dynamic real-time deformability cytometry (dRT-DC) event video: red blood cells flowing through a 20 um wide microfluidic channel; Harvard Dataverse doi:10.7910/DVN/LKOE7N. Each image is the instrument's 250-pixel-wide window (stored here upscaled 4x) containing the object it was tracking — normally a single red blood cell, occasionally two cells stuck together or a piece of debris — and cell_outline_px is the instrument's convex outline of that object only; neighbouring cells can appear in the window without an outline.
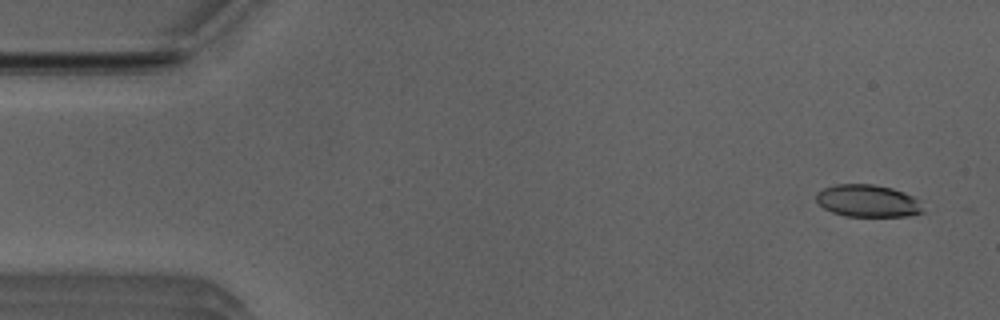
{"species": "Egyptian fruit bat (a non-hibernating species)", "species_latin": "Rousettus aegyptiacus", "temperature_condition": "room temperature", "stored_images_in_passage": 46, "camera_frame_rate_fps": 3000, "um_per_image_px": 0.085, "animal": {"sex": "male"}, "frame": {"image": 1, "passage_image": 3, "time_ms": 0.667, "image_size_px": [1000, 320], "cell_outline_px": [[924, 212], [908, 216], [844, 216], [832, 212], [824, 208], [816, 200], [816, 192], [824, 188], [836, 184], [872, 184], [892, 188], [904, 192], [920, 200]], "centroid_in_image_um": [73.77, 17.07], "position_along_channel_um": 11.2, "area_um2": 20.17}}
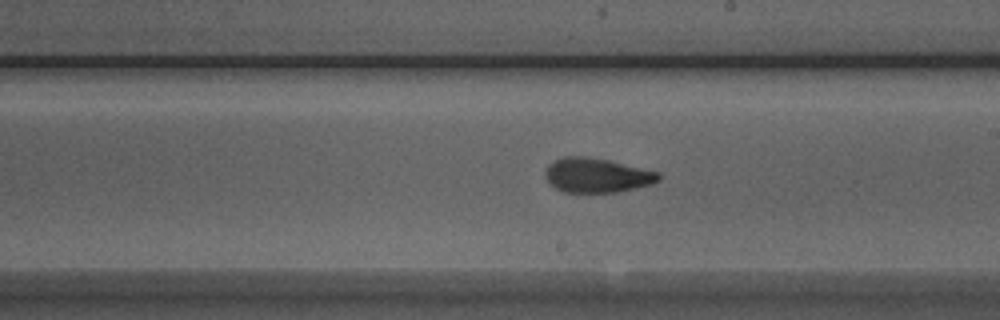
{"frame": {"image": 2, "passage_image": 29, "time_ms": 9.333, "image_size_px": [1000, 320], "cell_outline_px": [[660, 180], [652, 184], [616, 192], [564, 192], [556, 188], [544, 176], [544, 172], [548, 164], [552, 160], [564, 156], [588, 156], [608, 160], [660, 172]], "centroid_in_image_um": [50.71, 14.88], "position_along_channel_um": 238.3, "area_um2": 22.83}}
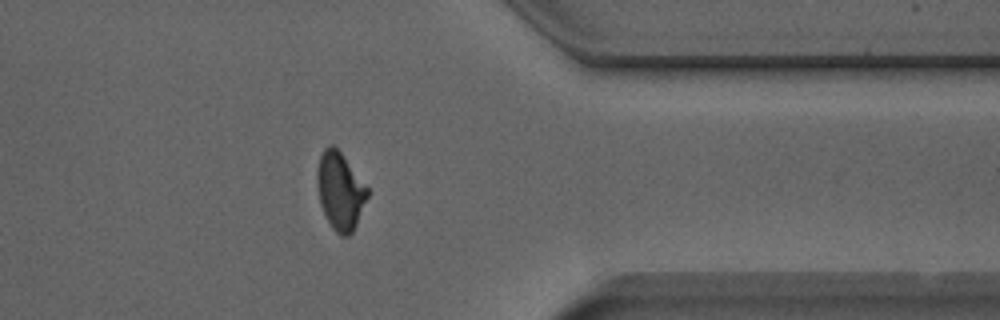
{"frame": {"image": 3, "passage_image": 41, "time_ms": 13.333, "image_size_px": [1000, 320], "cell_outline_px": [[368, 196], [356, 224], [352, 232], [348, 236], [340, 236], [332, 228], [320, 204], [316, 184], [316, 172], [320, 156], [324, 148], [328, 144], [332, 144], [340, 152], [368, 188]], "centroid_in_image_um": [28.88, 16.23], "position_along_channel_um": 382.5, "area_um2": 22.48}, "authors_computed_cell_mechanics": {"area_um2": 22.4842, "velocity_mm_per_s": 3.9641, "shape_relaxation_time_tau1_ms": 6.2347, "shape_relaxation_time_tau2_ms": 1.6192, "deformation_change_tau1": 0.2083, "deformation_change_tau2": 0.0892}}